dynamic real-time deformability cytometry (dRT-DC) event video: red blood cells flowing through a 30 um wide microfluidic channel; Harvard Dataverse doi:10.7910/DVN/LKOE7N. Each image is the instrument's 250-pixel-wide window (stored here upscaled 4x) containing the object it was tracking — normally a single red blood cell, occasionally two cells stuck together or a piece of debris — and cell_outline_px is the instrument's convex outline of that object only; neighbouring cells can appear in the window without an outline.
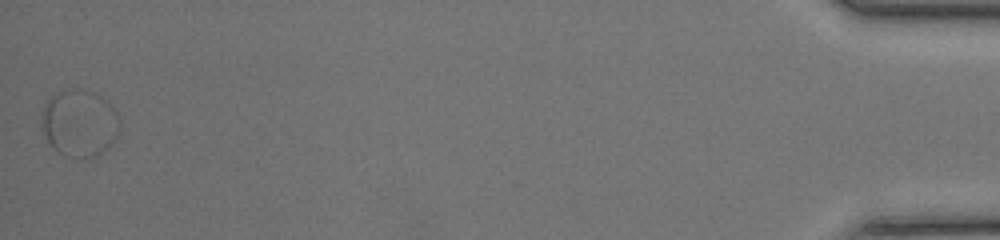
{"species": "common noctule bat (a hibernating species)", "species_latin": "Nyctalus noctula", "temperature_condition": "room temperature", "stored_images_in_passage": 49, "segment_of_instrument_passage": [2, 2], "camera_frame_rate_fps": 3000, "um_per_image_px": 0.085, "animal": {"sex": "female", "body_mass_g": 17.0, "forearm_length_mm": 48.0}, "frame": {"image": 1, "passage_image": 49, "time_ms": 16.0, "image_size_px": [1000, 240], "cell_outline_px": [[120, 124], [116, 136], [112, 144], [108, 148], [96, 156], [84, 160], [80, 160], [68, 156], [60, 152], [48, 140], [40, 124], [44, 104], [56, 92], [64, 88], [84, 88], [96, 92], [112, 104], [120, 120]], "centroid_in_image_um": [6.78, 10.43], "position_along_channel_um": 428.4, "area_um2": 31.1}}